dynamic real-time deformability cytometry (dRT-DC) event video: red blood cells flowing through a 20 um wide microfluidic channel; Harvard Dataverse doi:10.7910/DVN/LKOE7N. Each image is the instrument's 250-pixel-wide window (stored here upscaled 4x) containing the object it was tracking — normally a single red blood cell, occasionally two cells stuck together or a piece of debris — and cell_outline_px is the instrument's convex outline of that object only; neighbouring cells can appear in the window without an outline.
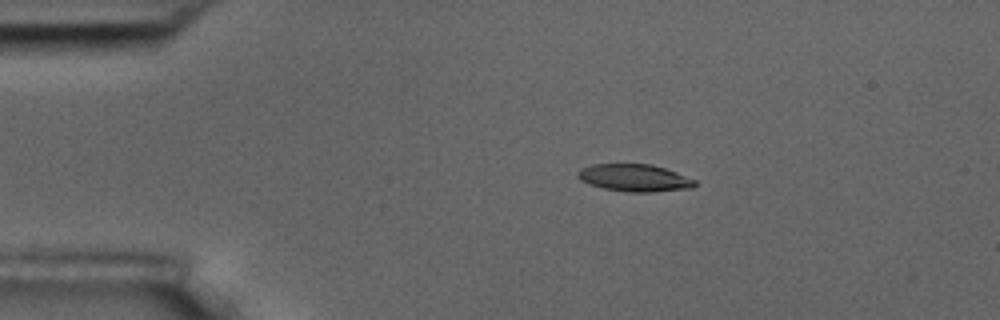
{"species": "common noctule bat (a hibernating species)", "species_latin": "Nyctalus noctula", "temperature_condition": "room temperature", "stored_images_in_passage": 3, "camera_frame_rate_fps": 3000, "um_per_image_px": 0.085, "animal": {"sex": "male", "body_mass_g": 17.5, "forearm_length_mm": 52.3}, "frame": {"image": 1, "passage_image": 2, "time_ms": 1.333, "image_size_px": [1000, 320], "cell_outline_px": [[696, 184], [692, 188], [652, 192], [628, 192], [604, 188], [580, 180], [576, 176], [576, 172], [580, 168], [592, 164], [652, 164], [676, 172], [696, 180]], "centroid_in_image_um": [53.92, 15.11], "position_along_channel_um": 31.1, "area_um2": 18.61}}